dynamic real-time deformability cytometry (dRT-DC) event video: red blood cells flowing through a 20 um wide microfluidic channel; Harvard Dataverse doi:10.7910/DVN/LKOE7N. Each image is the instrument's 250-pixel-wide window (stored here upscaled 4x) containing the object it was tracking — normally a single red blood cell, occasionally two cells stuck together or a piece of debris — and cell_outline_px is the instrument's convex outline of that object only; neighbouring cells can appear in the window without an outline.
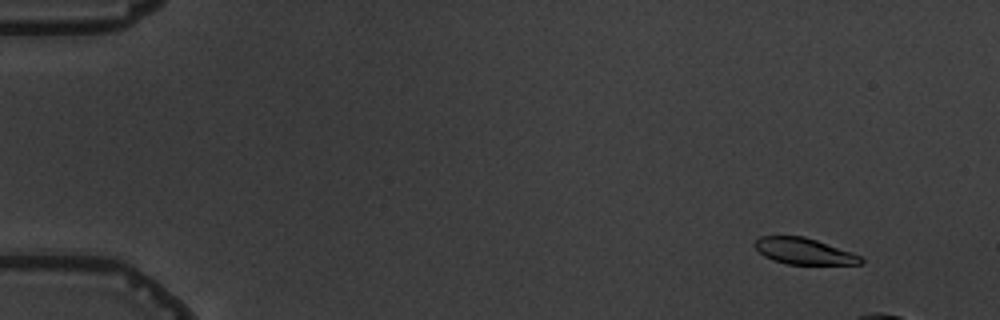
{"species": "common noctule bat (a hibernating species)", "species_latin": "Nyctalus noctula", "temperature_condition": "warm", "stored_images_in_passage": 5, "camera_frame_rate_fps": 3000, "um_per_image_px": 0.085, "animal": {"sex": "male", "body_mass_g": 19.5, "forearm_length_mm": 54.6}, "frame": {"image": 1, "passage_image": 2, "time_ms": 1.333, "image_size_px": [1000, 320], "cell_outline_px": [[864, 260], [860, 264], [788, 264], [772, 260], [764, 256], [752, 244], [760, 236], [804, 236], [852, 252], [860, 256]], "centroid_in_image_um": [68.31, 21.35], "position_along_channel_um": 16.7, "area_um2": 16.13}}